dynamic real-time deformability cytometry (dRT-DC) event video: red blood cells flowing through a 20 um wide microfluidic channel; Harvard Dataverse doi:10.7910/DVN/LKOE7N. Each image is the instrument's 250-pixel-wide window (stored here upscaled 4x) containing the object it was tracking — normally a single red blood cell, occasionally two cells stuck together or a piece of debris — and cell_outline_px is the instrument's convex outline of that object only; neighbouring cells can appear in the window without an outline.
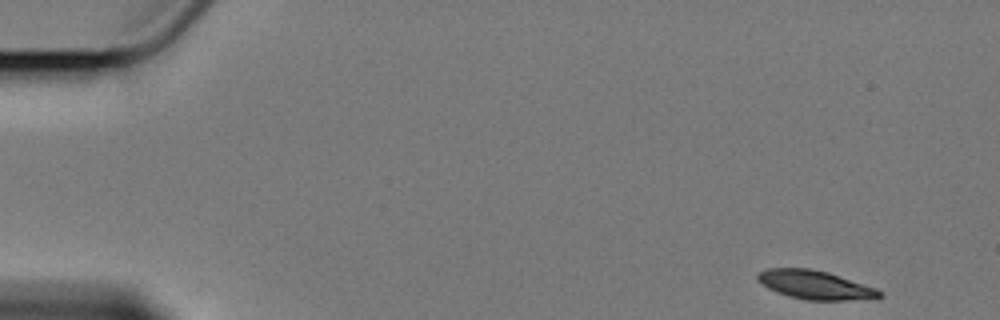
{"species": "Egyptian fruit bat (a non-hibernating species)", "species_latin": "Rousettus aegyptiacus", "temperature_condition": "cold", "stored_images_in_passage": 4, "camera_frame_rate_fps": 3000, "um_per_image_px": 0.085, "animal": {"sex": "female"}, "frame": {"image": 1, "passage_image": 1, "time_ms": 0.0, "image_size_px": [1000, 320], "cell_outline_px": [[884, 296], [844, 300], [804, 300], [788, 296], [776, 292], [768, 288], [756, 280], [756, 276], [760, 272], [768, 268], [812, 268], [828, 272], [876, 288], [884, 292]], "centroid_in_image_um": [69.24, 24.21], "position_along_channel_um": 15.8, "area_um2": 20.35}}